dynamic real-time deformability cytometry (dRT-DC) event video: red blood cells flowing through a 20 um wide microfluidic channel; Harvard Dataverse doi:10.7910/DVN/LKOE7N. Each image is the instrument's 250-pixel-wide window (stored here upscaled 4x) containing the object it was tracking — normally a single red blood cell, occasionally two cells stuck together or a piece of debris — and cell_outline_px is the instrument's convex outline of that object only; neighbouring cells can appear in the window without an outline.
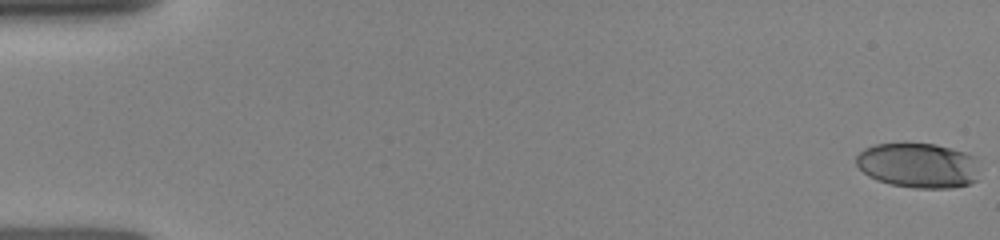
{"species": "human", "species_latin": "Homo sapiens", "temperature_condition": "room temperature", "stored_images_in_passage": 7, "camera_frame_rate_fps": 3000, "um_per_image_px": 0.085, "donor": {"sex": "female"}, "frame": {"image": 1, "passage_image": 1, "time_ms": 0.0, "image_size_px": [1000, 240], "cell_outline_px": [[976, 180], [968, 184], [952, 188], [916, 188], [892, 184], [876, 180], [868, 176], [856, 164], [856, 156], [864, 148], [876, 144], [904, 140], [936, 144], [968, 152], [976, 156]], "centroid_in_image_um": [78.02, 14.0], "position_along_channel_um": 7.0, "area_um2": 33.12}}